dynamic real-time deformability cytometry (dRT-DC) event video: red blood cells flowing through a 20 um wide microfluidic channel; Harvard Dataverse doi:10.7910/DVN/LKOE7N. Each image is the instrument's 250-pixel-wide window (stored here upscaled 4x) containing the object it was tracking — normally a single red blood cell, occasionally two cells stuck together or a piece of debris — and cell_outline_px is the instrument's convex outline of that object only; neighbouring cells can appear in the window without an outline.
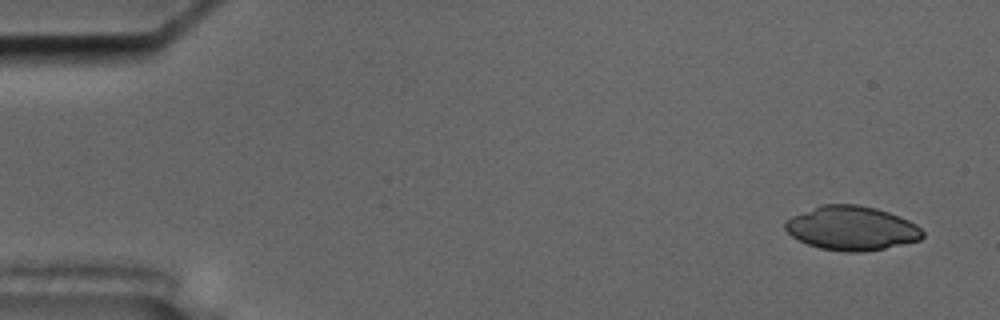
{"species": "common noctule bat (a hibernating species)", "species_latin": "Nyctalus noctula", "temperature_condition": "cold", "stored_images_in_passage": 55, "camera_frame_rate_fps": 3000, "um_per_image_px": 0.085, "animal": {"sex": "male", "body_mass_g": 17.5, "forearm_length_mm": 52.3}, "frame": {"image": 1, "passage_image": 3, "time_ms": 0.667, "image_size_px": [1000, 320], "cell_outline_px": [[924, 236], [920, 240], [884, 248], [864, 252], [844, 252], [820, 248], [808, 244], [792, 236], [784, 228], [784, 220], [792, 216], [824, 204], [856, 204], [876, 208], [900, 216], [916, 224], [924, 232]], "centroid_in_image_um": [72.4, 19.4], "position_along_channel_um": 12.6, "area_um2": 35.26}}